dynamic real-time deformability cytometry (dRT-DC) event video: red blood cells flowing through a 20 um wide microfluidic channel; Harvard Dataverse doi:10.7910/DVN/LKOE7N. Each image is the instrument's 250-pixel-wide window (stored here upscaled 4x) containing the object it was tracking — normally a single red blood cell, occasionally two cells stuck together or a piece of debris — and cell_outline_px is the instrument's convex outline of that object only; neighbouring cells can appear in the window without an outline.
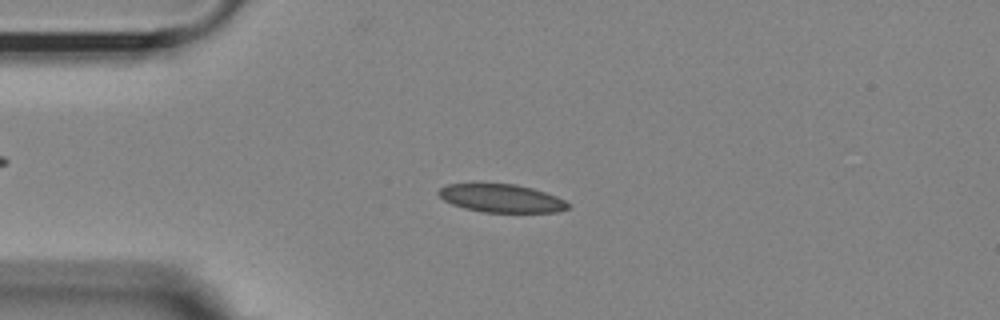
{"species": "Egyptian fruit bat (a non-hibernating species)", "species_latin": "Rousettus aegyptiacus", "temperature_condition": "room temperature", "stored_images_in_passage": 54, "camera_frame_rate_fps": 3000, "um_per_image_px": 0.085, "animal": {"sex": "female"}, "frame": {"image": 1, "passage_image": 12, "time_ms": 3.667, "image_size_px": [1000, 320], "cell_outline_px": [[568, 208], [556, 212], [484, 212], [464, 208], [452, 204], [444, 200], [436, 192], [440, 188], [448, 184], [472, 180], [516, 184], [532, 188], [556, 196], [564, 200], [568, 204]], "centroid_in_image_um": [42.51, 16.79], "position_along_channel_um": 42.5, "area_um2": 21.96}}
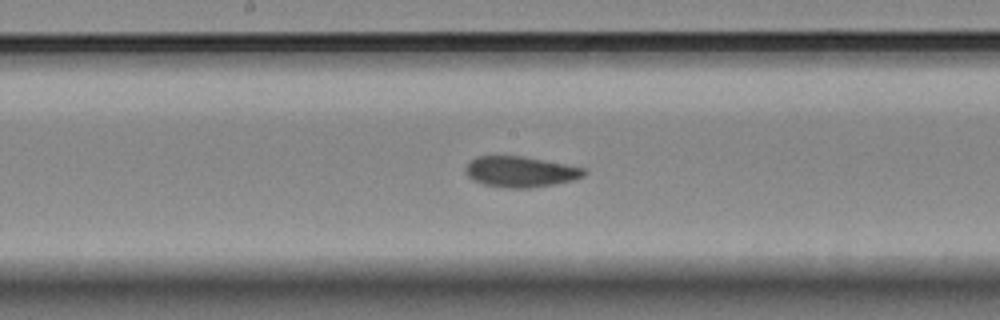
{"frame": {"image": 2, "passage_image": 27, "time_ms": 8.667, "image_size_px": [1000, 320], "cell_outline_px": [[588, 172], [584, 176], [572, 180], [556, 184], [528, 188], [504, 188], [480, 184], [472, 180], [464, 172], [464, 168], [476, 156], [524, 156], [584, 168]], "centroid_in_image_um": [44.21, 14.61], "position_along_channel_um": 204.0, "area_um2": 21.39}}
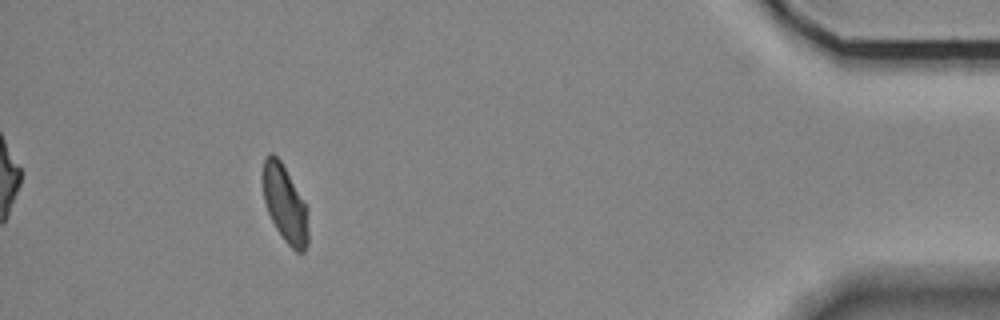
{"frame": {"image": 3, "passage_image": 49, "time_ms": 16.0, "image_size_px": [1000, 320], "cell_outline_px": [[308, 244], [304, 252], [296, 252], [284, 240], [276, 228], [268, 212], [264, 200], [264, 156], [268, 152], [272, 152], [280, 160], [308, 208]], "centroid_in_image_um": [24.25, 17.36], "position_along_channel_um": 411.0, "area_um2": 20.17}, "authors_computed_cell_mechanics": {"area_um2": 21.2993, "velocity_mm_per_s": 3.6247, "shape_relaxation_time_tau1_ms": null, "shape_relaxation_time_tau2_ms": 2.1791, "deformation_change_tau1": null, "deformation_change_tau2": 0.0822}}